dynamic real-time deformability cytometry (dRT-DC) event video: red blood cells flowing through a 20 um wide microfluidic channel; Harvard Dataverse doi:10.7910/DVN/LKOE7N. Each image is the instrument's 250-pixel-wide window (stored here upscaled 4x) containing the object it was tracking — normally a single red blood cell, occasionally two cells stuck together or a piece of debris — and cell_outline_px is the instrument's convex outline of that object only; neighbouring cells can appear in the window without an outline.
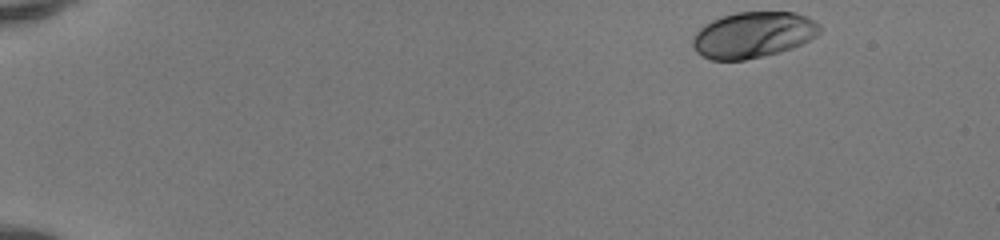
{"species": "human", "species_latin": "Homo sapiens", "temperature_condition": "room temperature", "stored_images_in_passage": 46, "camera_frame_rate_fps": 3000, "um_per_image_px": 0.085, "donor": {"sex": "female"}, "frame": {"image": 1, "passage_image": 1, "time_ms": 0.0, "image_size_px": [1000, 240], "cell_outline_px": [[820, 32], [816, 36], [792, 48], [780, 52], [744, 60], [712, 60], [696, 52], [692, 44], [692, 40], [696, 32], [704, 24], [720, 16], [736, 12], [792, 12], [808, 16], [820, 24]], "centroid_in_image_um": [64.01, 2.95], "position_along_channel_um": 21.0, "area_um2": 34.1}}
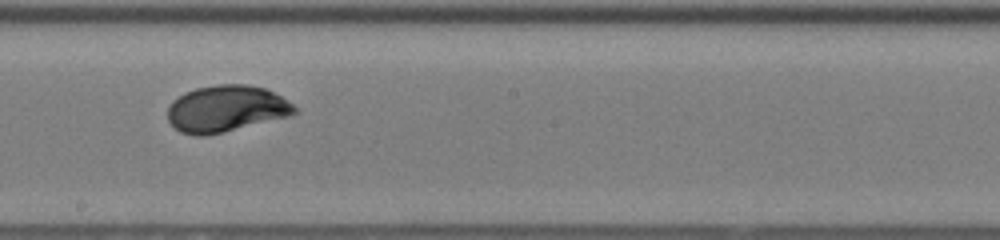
{"frame": {"image": 2, "passage_image": 26, "time_ms": 8.333, "image_size_px": [1000, 240], "cell_outline_px": [[296, 112], [292, 116], [224, 132], [204, 136], [196, 136], [180, 132], [168, 120], [168, 108], [172, 100], [184, 92], [196, 88], [220, 84], [248, 84], [264, 88], [288, 100], [296, 108]], "centroid_in_image_um": [19.22, 9.24], "position_along_channel_um": 229.0, "area_um2": 34.56}}
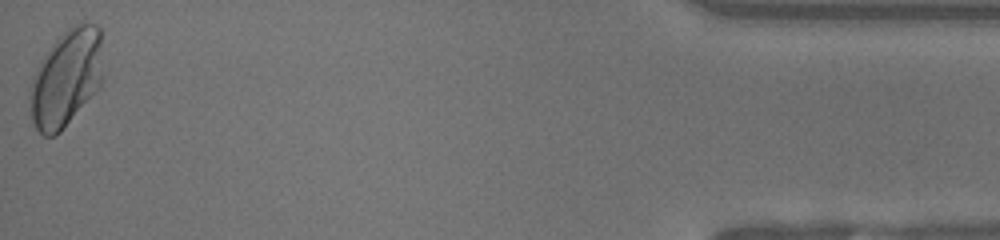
{"frame": {"image": 3, "passage_image": 46, "time_ms": 15.0, "image_size_px": [1000, 240], "cell_outline_px": [[104, 76], [100, 84], [60, 132], [52, 136], [44, 136], [36, 128], [32, 120], [28, 92], [32, 76], [40, 60], [52, 44], [68, 28], [76, 24], [96, 24], [100, 28]], "centroid_in_image_um": [5.61, 6.62], "position_along_channel_um": 429.6, "area_um2": 41.15}, "authors_computed_cell_mechanics": {"area_um2": 34.0731, "velocity_mm_per_s": 4.1329, "shape_relaxation_time_tau1_ms": 2.15, "shape_relaxation_time_tau2_ms": null, "deformation_change_tau1": 0.1399, "deformation_change_tau2": null}}